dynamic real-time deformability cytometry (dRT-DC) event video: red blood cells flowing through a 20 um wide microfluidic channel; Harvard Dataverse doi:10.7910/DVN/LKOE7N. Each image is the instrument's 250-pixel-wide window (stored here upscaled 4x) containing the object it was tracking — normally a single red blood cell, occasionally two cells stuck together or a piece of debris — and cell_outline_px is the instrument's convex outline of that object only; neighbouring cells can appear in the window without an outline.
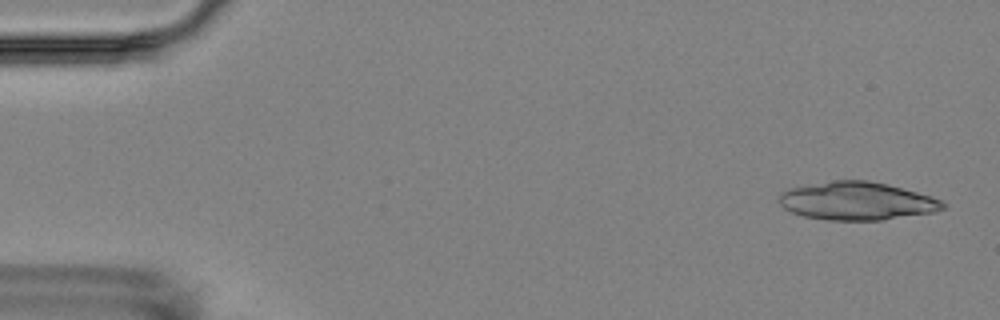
{"species": "Egyptian fruit bat (a non-hibernating species)", "species_latin": "Rousettus aegyptiacus", "temperature_condition": "room temperature", "stored_images_in_passage": 5, "camera_frame_rate_fps": 3000, "um_per_image_px": 0.085, "animal": {"sex": "female"}, "frame": {"image": 1, "passage_image": 1, "time_ms": 0.0, "image_size_px": [1000, 320], "cell_outline_px": [[944, 208], [932, 212], [880, 220], [828, 220], [804, 216], [792, 212], [784, 208], [780, 204], [780, 192], [788, 188], [836, 180], [868, 180], [888, 184], [916, 192], [940, 200], [944, 204]], "centroid_in_image_um": [72.79, 17.08], "position_along_channel_um": 12.2, "area_um2": 35.89}}